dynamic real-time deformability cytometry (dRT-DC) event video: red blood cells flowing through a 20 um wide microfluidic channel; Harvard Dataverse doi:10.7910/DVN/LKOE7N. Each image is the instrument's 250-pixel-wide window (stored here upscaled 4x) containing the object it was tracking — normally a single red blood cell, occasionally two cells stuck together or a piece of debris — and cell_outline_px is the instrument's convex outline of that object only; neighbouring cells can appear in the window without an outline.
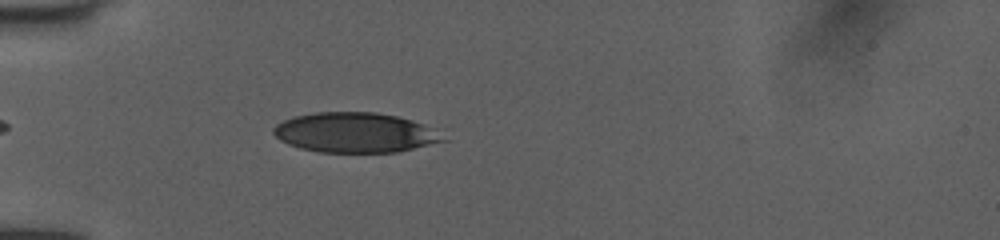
{"species": "human", "species_latin": "Homo sapiens", "temperature_condition": "room temperature", "stored_images_in_passage": 5, "camera_frame_rate_fps": 3000, "um_per_image_px": 0.085, "donor": {"sex": "female"}, "frame": {"image": 1, "passage_image": 3, "time_ms": 0.667, "image_size_px": [1000, 240], "cell_outline_px": [[448, 140], [396, 152], [320, 152], [300, 148], [288, 144], [280, 140], [272, 132], [272, 128], [276, 124], [292, 116], [316, 112], [376, 112], [396, 116], [412, 120], [424, 124], [432, 128]], "centroid_in_image_um": [30.15, 11.26], "position_along_channel_um": 54.9, "area_um2": 39.42}}
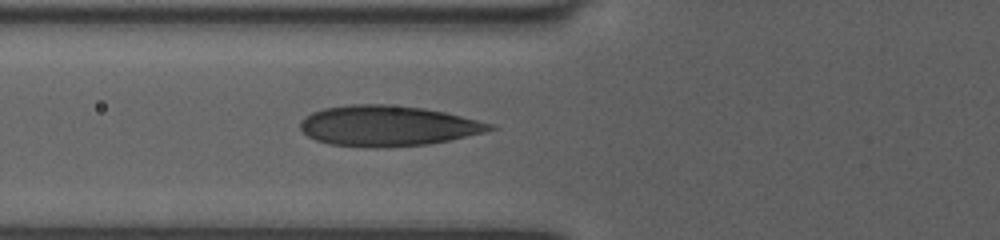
{"frame": {"image": 2, "passage_image": 5, "time_ms": 1.333, "image_size_px": [1000, 240], "cell_outline_px": [[496, 128], [484, 132], [448, 140], [428, 144], [388, 148], [372, 148], [328, 144], [316, 140], [308, 136], [300, 128], [300, 120], [304, 116], [312, 112], [324, 108], [348, 104], [388, 104], [424, 108], [444, 112], [492, 124]], "centroid_in_image_um": [32.89, 10.7], "position_along_channel_um": 92.9, "area_um2": 44.8}}